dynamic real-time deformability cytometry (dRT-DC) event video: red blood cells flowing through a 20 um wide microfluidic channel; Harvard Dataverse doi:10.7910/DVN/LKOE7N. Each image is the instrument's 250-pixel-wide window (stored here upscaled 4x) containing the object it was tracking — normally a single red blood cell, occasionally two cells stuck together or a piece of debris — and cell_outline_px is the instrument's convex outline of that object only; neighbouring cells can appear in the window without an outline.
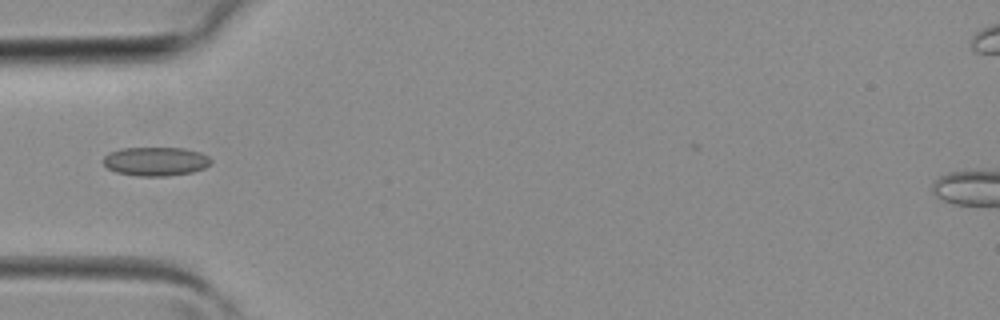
{"species": "common noctule bat (a hibernating species)", "species_latin": "Nyctalus noctula", "temperature_condition": "room temperature", "stored_images_in_passage": 28, "camera_frame_rate_fps": 3000, "um_per_image_px": 0.085, "animal": {"sex": "female", "body_mass_g": 19.3, "forearm_length_mm": 54.1}, "frame": {"image": 1, "passage_image": 1, "time_ms": 0.0, "image_size_px": [1000, 320], "cell_outline_px": [[212, 164], [204, 168], [192, 172], [168, 176], [136, 176], [116, 172], [108, 168], [100, 160], [108, 152], [120, 148], [184, 148], [200, 152], [208, 156], [212, 160]], "centroid_in_image_um": [13.21, 13.71], "position_along_channel_um": 71.8, "area_um2": 18.38}}
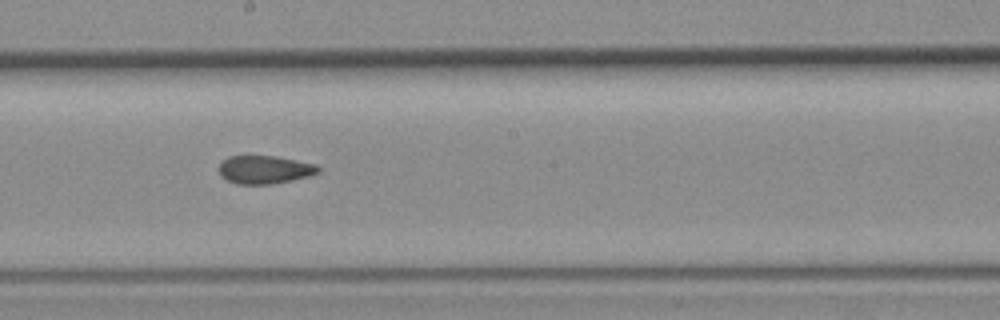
{"frame": {"image": 2, "passage_image": 10, "time_ms": 3.0, "image_size_px": [1000, 320], "cell_outline_px": [[320, 172], [312, 176], [272, 184], [236, 184], [220, 176], [220, 164], [228, 156], [276, 156], [316, 164], [320, 168]], "centroid_in_image_um": [22.53, 14.42], "position_along_channel_um": 225.7, "area_um2": 16.36}}
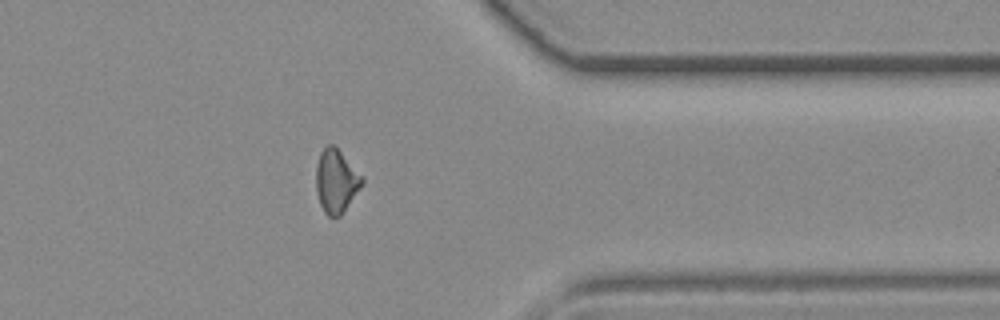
{"frame": {"image": 3, "passage_image": 20, "time_ms": 6.333, "image_size_px": [1000, 320], "cell_outline_px": [[364, 184], [340, 216], [328, 216], [324, 212], [320, 204], [316, 192], [316, 168], [320, 152], [328, 144], [332, 144], [364, 176]], "centroid_in_image_um": [28.59, 15.4], "position_along_channel_um": 382.8, "area_um2": 16.99}}